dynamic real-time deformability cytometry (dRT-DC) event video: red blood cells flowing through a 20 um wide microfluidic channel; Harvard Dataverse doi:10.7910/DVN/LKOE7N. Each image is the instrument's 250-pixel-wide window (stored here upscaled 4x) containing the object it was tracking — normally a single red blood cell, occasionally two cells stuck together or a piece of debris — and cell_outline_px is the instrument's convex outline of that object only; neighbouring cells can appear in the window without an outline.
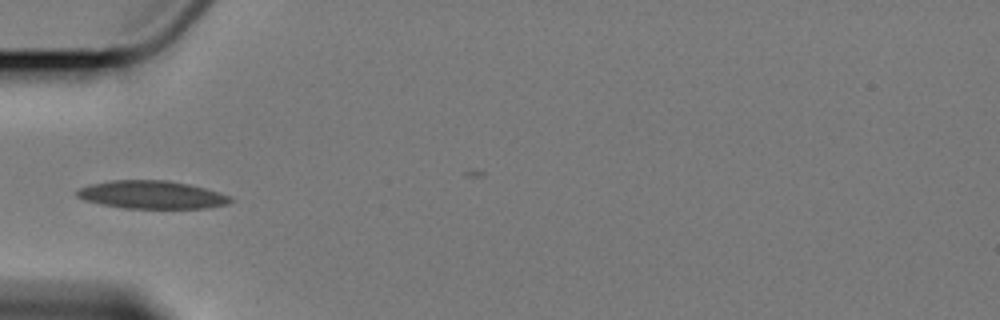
{"species": "Egyptian fruit bat (a non-hibernating species)", "species_latin": "Rousettus aegyptiacus", "temperature_condition": "cold", "stored_images_in_passage": 13, "camera_frame_rate_fps": 3000, "um_per_image_px": 0.085, "animal": {"sex": "female"}, "frame": {"image": 1, "passage_image": 4, "time_ms": 4.667, "image_size_px": [1000, 320], "cell_outline_px": [[236, 200], [228, 204], [208, 208], [124, 208], [100, 204], [84, 200], [76, 196], [76, 192], [80, 188], [92, 184], [108, 180], [168, 180], [188, 184], [204, 188], [232, 196]], "centroid_in_image_um": [12.93, 16.56], "position_along_channel_um": 72.1, "area_um2": 25.14}}
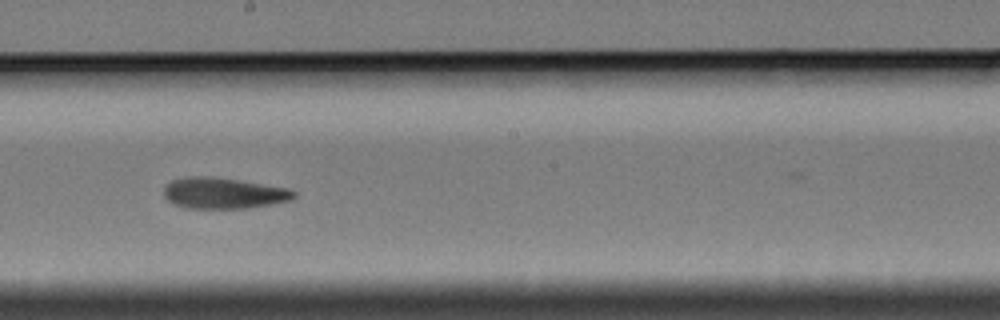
{"frame": {"image": 2, "passage_image": 8, "time_ms": 9.333, "image_size_px": [1000, 320], "cell_outline_px": [[296, 196], [292, 200], [272, 204], [248, 208], [184, 208], [172, 204], [164, 196], [164, 188], [172, 180], [184, 176], [208, 176], [292, 188], [296, 192]], "centroid_in_image_um": [19.01, 16.42], "position_along_channel_um": 229.2, "area_um2": 23.7}}
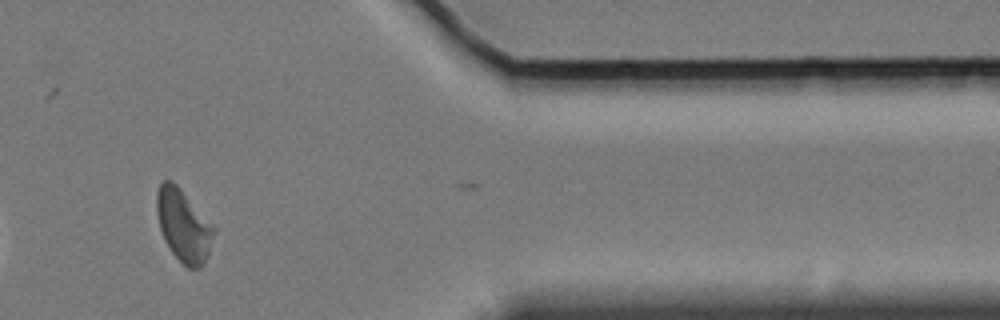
{"frame": {"image": 3, "passage_image": 12, "time_ms": 15.0, "image_size_px": [1000, 320], "cell_outline_px": [[216, 228], [208, 256], [204, 264], [200, 268], [188, 268], [172, 252], [164, 240], [160, 228], [156, 212], [156, 192], [160, 184], [164, 180], [172, 180], [180, 188]], "centroid_in_image_um": [15.6, 19.16], "position_along_channel_um": 395.8, "area_um2": 23.99}, "authors_computed_cell_mechanics": {"area_um2": 23.987, "velocity_mm_per_s": 3.3608, "shape_relaxation_time_tau1_ms": 9.1573, "shape_relaxation_time_tau2_ms": 4.054, "deformation_change_tau1": 0.1436, "deformation_change_tau2": 0.0669}}